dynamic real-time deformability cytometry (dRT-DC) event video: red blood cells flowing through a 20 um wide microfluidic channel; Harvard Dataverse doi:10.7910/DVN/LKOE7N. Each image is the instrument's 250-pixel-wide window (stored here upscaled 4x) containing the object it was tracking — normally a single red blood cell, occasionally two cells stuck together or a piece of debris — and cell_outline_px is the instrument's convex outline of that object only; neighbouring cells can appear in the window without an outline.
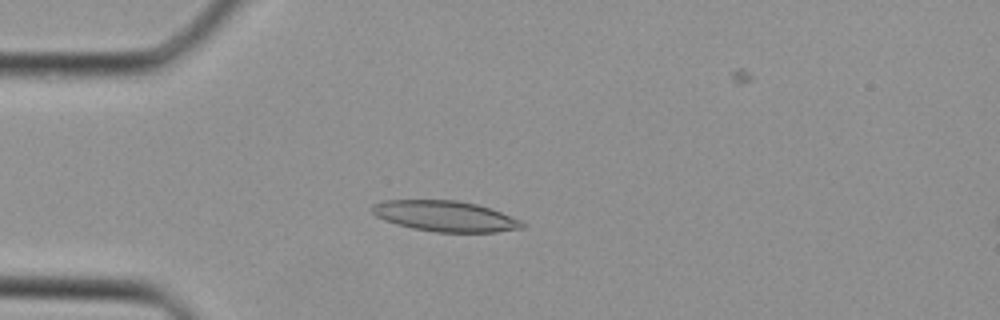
{"species": "Egyptian fruit bat (a non-hibernating species)", "species_latin": "Rousettus aegyptiacus", "temperature_condition": "cold", "stored_images_in_passage": 30, "camera_frame_rate_fps": 3000, "um_per_image_px": 0.085, "animal": {"sex": "female"}, "frame": {"image": 1, "passage_image": 4, "time_ms": 1.0, "image_size_px": [1000, 320], "cell_outline_px": [[528, 224], [524, 228], [496, 232], [436, 232], [412, 228], [396, 224], [384, 220], [376, 216], [372, 212], [372, 204], [384, 200], [456, 200], [476, 204], [500, 212], [520, 220]], "centroid_in_image_um": [37.84, 18.38], "position_along_channel_um": 47.2, "area_um2": 26.82}}
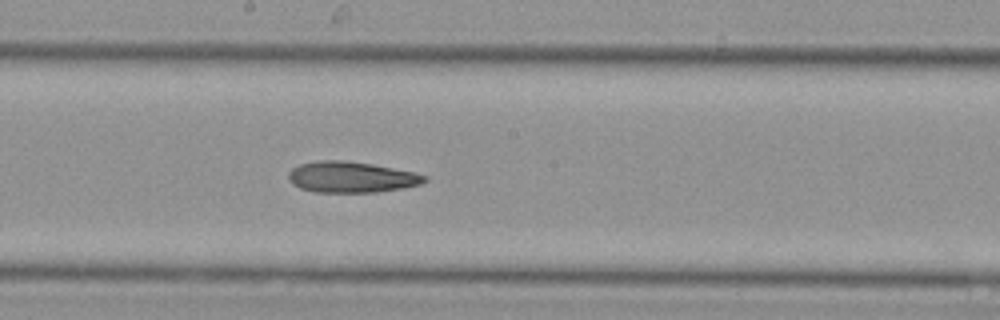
{"frame": {"image": 2, "passage_image": 15, "time_ms": 4.667, "image_size_px": [1000, 320], "cell_outline_px": [[428, 180], [420, 184], [404, 188], [376, 192], [312, 192], [300, 188], [292, 184], [288, 180], [288, 172], [292, 168], [300, 164], [320, 160], [344, 160], [372, 164], [412, 172], [428, 176]], "centroid_in_image_um": [29.83, 15.06], "position_along_channel_um": 218.4, "area_um2": 24.62}}
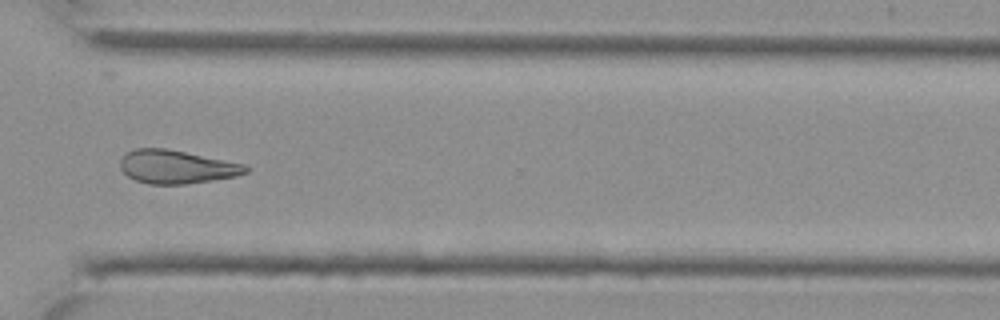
{"frame": {"image": 3, "passage_image": 23, "time_ms": 7.333, "image_size_px": [1000, 320], "cell_outline_px": [[248, 172], [236, 176], [212, 180], [184, 184], [148, 184], [136, 180], [128, 176], [120, 168], [120, 160], [128, 152], [136, 148], [164, 148], [244, 164], [248, 168]], "centroid_in_image_um": [14.98, 14.19], "position_along_channel_um": 355.6, "area_um2": 24.04}}